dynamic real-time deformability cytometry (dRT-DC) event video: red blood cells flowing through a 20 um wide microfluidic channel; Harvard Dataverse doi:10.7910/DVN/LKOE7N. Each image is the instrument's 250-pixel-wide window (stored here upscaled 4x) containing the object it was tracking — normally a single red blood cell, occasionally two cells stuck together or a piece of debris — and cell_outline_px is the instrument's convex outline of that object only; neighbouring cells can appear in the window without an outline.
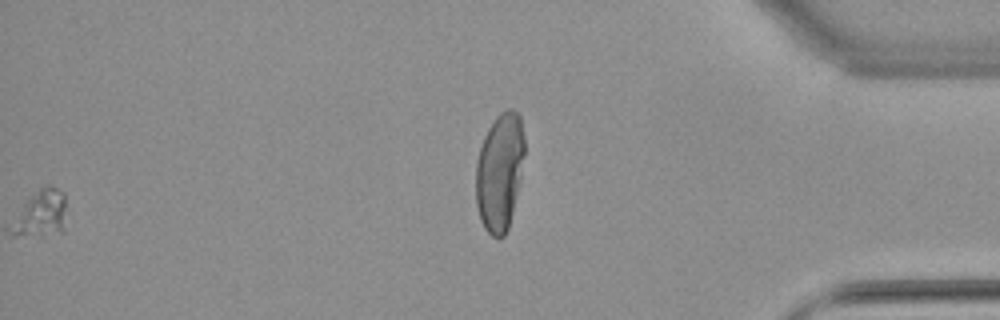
{"species": "common noctule bat (a hibernating species)", "species_latin": "Nyctalus noctula", "temperature_condition": "warm", "stored_images_in_passage": 55, "segment_of_instrument_passage": [2, 2], "camera_frame_rate_fps": 3000, "um_per_image_px": 0.085, "animal": {"sex": "female", "body_mass_g": 22.7, "forearm_length_mm": 54.2}, "frame": {"image": 1, "passage_image": 55, "time_ms": 18.0, "image_size_px": [1000, 320], "cell_outline_px": [[524, 156], [520, 180], [508, 228], [504, 236], [492, 236], [484, 228], [480, 220], [476, 204], [476, 160], [484, 136], [488, 128], [496, 116], [500, 112], [508, 108], [512, 108], [520, 116], [524, 140]], "centroid_in_image_um": [42.46, 14.58], "position_along_channel_um": 392.7, "area_um2": 33.35}}